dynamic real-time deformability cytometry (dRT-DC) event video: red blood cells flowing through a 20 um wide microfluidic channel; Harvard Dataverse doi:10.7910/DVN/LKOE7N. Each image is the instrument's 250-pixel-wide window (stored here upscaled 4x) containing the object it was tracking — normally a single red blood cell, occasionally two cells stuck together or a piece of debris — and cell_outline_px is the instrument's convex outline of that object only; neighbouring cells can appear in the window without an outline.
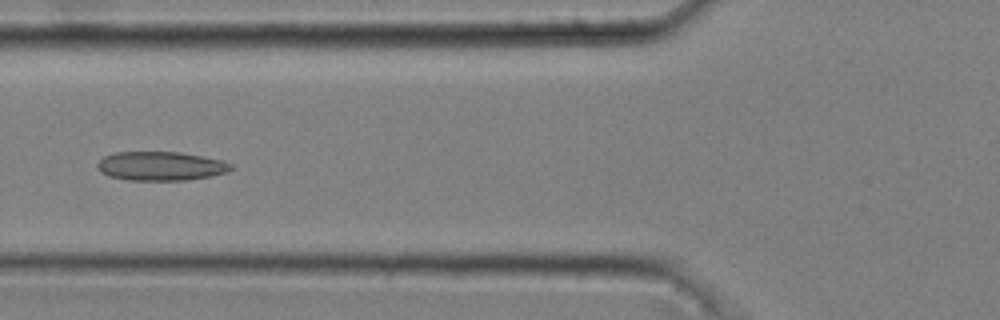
{"species": "common noctule bat (a hibernating species)", "species_latin": "Nyctalus noctula", "temperature_condition": "cold", "stored_images_in_passage": 51, "camera_frame_rate_fps": 3000, "um_per_image_px": 0.085, "animal": {"sex": "male", "body_mass_g": 20.4}, "frame": {"image": 1, "passage_image": 20, "time_ms": 6.333, "image_size_px": [1000, 320], "cell_outline_px": [[232, 168], [228, 172], [188, 180], [128, 180], [108, 176], [100, 172], [96, 168], [96, 164], [104, 156], [116, 152], [180, 152], [220, 160], [232, 164]], "centroid_in_image_um": [13.61, 14.12], "position_along_channel_um": 112.2, "area_um2": 22.48}}
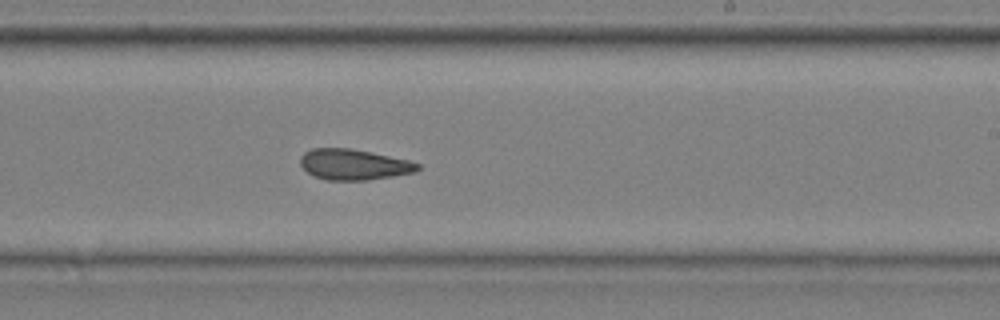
{"frame": {"image": 2, "passage_image": 32, "time_ms": 10.333, "image_size_px": [1000, 320], "cell_outline_px": [[420, 168], [416, 172], [368, 180], [328, 180], [316, 176], [308, 172], [300, 164], [300, 156], [304, 152], [312, 148], [352, 148], [408, 160], [420, 164]], "centroid_in_image_um": [30.07, 13.97], "position_along_channel_um": 258.9, "area_um2": 20.92}}
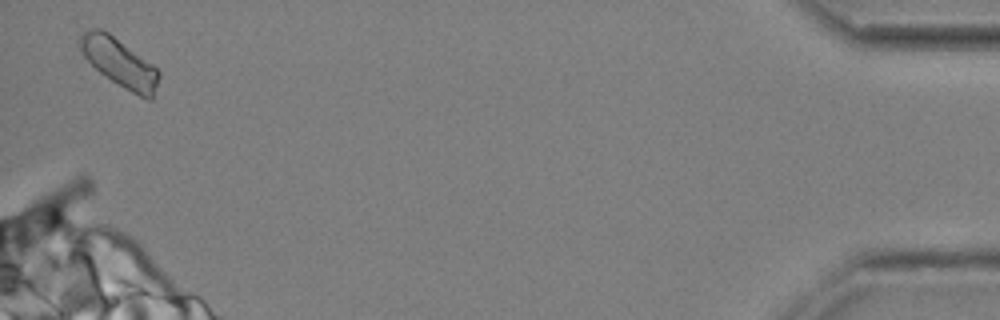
{"frame": {"image": 3, "passage_image": 51, "time_ms": 16.667, "image_size_px": [1000, 320], "cell_outline_px": [[160, 76], [152, 100], [148, 100], [124, 88], [100, 72], [84, 56], [76, 40], [84, 32], [96, 28], [100, 28], [108, 32], [152, 64], [160, 72]], "centroid_in_image_um": [10.16, 5.32], "position_along_channel_um": 425.0, "area_um2": 21.91}, "authors_computed_cell_mechanics": {"area_um2": 21.8484, "velocity_mm_per_s": 3.6763, "shape_relaxation_time_tau1_ms": 10.0916, "shape_relaxation_time_tau2_ms": 2.8825, "deformation_change_tau1": 0.1706, "deformation_change_tau2": 0.0954}}